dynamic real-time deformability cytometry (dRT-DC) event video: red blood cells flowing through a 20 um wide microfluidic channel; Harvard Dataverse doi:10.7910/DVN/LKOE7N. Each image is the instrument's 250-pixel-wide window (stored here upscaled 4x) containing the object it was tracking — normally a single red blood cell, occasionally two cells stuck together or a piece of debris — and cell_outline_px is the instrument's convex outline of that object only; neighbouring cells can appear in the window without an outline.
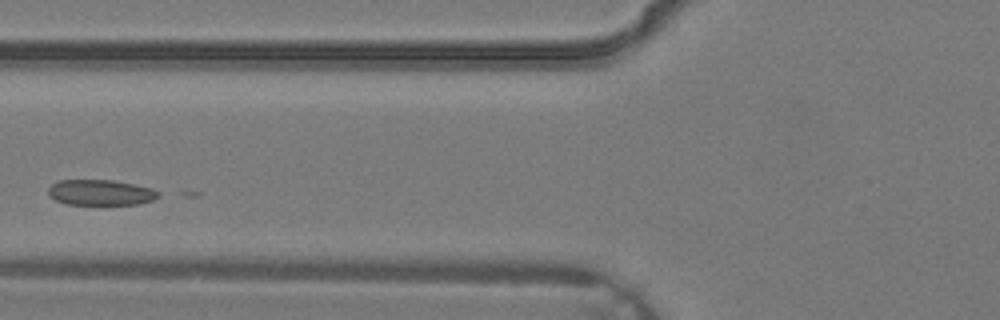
{"species": "common noctule bat (a hibernating species)", "species_latin": "Nyctalus noctula", "temperature_condition": "warm", "stored_images_in_passage": 2, "camera_frame_rate_fps": 3000, "um_per_image_px": 0.085, "animal": {"sex": "male", "body_mass_g": 19.2, "forearm_length_mm": 51.8}, "frame": {"image": 1, "passage_image": 2, "time_ms": 0.333, "image_size_px": [1000, 320], "cell_outline_px": [[160, 196], [152, 200], [136, 204], [68, 204], [56, 200], [48, 196], [48, 188], [56, 180], [112, 180], [152, 188], [160, 192]], "centroid_in_image_um": [8.53, 16.35], "position_along_channel_um": 117.3, "area_um2": 16.36}}